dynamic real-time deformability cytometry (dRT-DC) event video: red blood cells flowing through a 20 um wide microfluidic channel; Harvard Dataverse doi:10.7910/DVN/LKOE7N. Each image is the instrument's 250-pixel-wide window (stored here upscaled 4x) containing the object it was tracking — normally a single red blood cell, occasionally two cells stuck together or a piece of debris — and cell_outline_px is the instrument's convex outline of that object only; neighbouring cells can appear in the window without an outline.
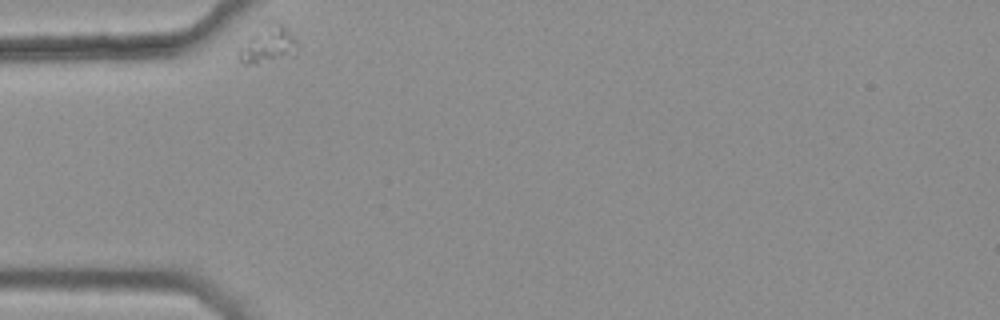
{"species": "common noctule bat (a hibernating species)", "species_latin": "Nyctalus noctula", "temperature_condition": "warm", "stored_images_in_passage": 6, "camera_frame_rate_fps": 3000, "um_per_image_px": 0.085, "animal": {"sex": "female", "body_mass_g": 25.1}, "frame": {"image": 1, "passage_image": 1, "time_ms": 0.0, "image_size_px": [1000, 320], "cell_outline_px": [[296, 52], [256, 64], [244, 64], [240, 60], [236, 52], [256, 20], [276, 20], [296, 40]], "centroid_in_image_um": [22.61, 3.65], "position_along_channel_um": 62.4, "area_um2": 13.29}}